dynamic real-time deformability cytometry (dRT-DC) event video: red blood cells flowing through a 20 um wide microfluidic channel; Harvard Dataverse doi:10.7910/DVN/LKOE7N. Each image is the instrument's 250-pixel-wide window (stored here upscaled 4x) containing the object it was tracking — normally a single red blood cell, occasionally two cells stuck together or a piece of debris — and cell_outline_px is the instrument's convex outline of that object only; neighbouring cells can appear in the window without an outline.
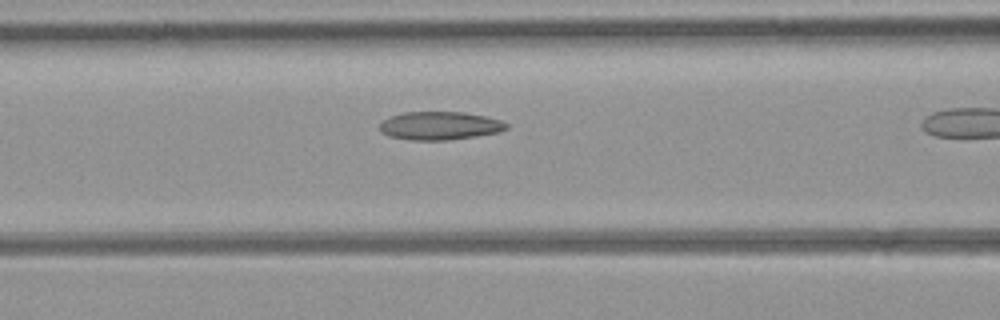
{"species": "common noctule bat (a hibernating species)", "species_latin": "Nyctalus noctula", "temperature_condition": "room temperature", "stored_images_in_passage": 14, "camera_frame_rate_fps": 3000, "um_per_image_px": 0.085, "animal": {"sex": "female", "body_mass_g": 21.9}, "frame": {"image": 1, "passage_image": 10, "time_ms": 3.0, "image_size_px": [1000, 320], "cell_outline_px": [[508, 128], [500, 132], [476, 136], [448, 140], [412, 140], [388, 136], [380, 128], [380, 124], [388, 116], [404, 112], [464, 112], [484, 116], [500, 120], [508, 124]], "centroid_in_image_um": [37.39, 10.68], "position_along_channel_um": 129.2, "area_um2": 20.81}}